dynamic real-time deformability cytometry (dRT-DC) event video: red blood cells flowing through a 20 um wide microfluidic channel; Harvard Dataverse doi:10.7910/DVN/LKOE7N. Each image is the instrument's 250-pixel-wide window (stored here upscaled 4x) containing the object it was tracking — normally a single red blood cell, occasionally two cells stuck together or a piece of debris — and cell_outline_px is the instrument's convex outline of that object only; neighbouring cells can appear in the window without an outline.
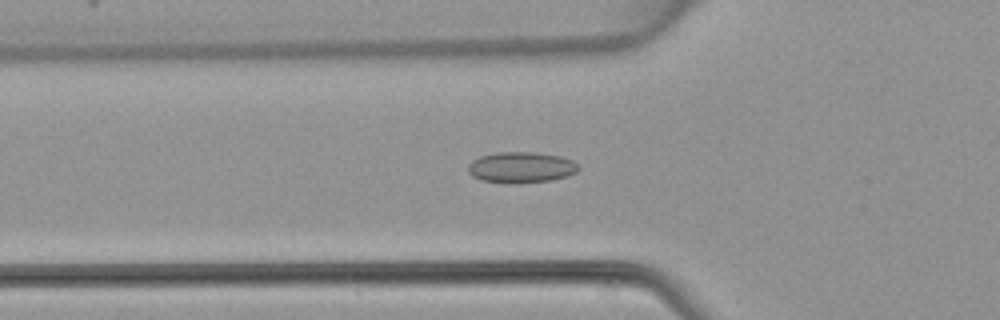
{"species": "common noctule bat (a hibernating species)", "species_latin": "Nyctalus noctula", "temperature_condition": "warm", "stored_images_in_passage": 47, "camera_frame_rate_fps": 3000, "um_per_image_px": 0.085, "animal": {"sex": "female", "body_mass_g": 22.7, "forearm_length_mm": 54.2}, "frame": {"image": 1, "passage_image": 16, "time_ms": 5.0, "image_size_px": [1000, 320], "cell_outline_px": [[580, 168], [576, 172], [568, 176], [552, 180], [508, 184], [480, 180], [472, 176], [468, 172], [468, 164], [472, 160], [480, 156], [496, 152], [532, 152], [560, 156], [572, 160], [580, 164]], "centroid_in_image_um": [44.29, 14.23], "position_along_channel_um": 81.5, "area_um2": 20.17}}
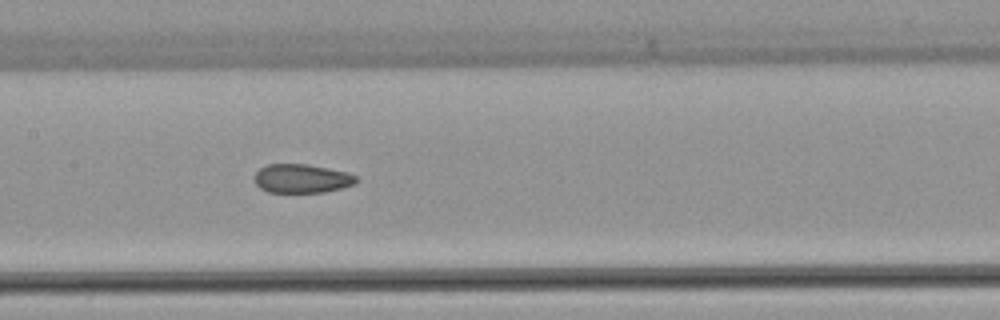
{"frame": {"image": 2, "passage_image": 23, "time_ms": 7.333, "image_size_px": [1000, 320], "cell_outline_px": [[360, 180], [356, 184], [324, 192], [268, 192], [260, 188], [256, 184], [256, 172], [260, 168], [268, 164], [308, 164], [348, 172], [356, 176]], "centroid_in_image_um": [25.69, 15.17], "position_along_channel_um": 181.7, "area_um2": 17.11}}
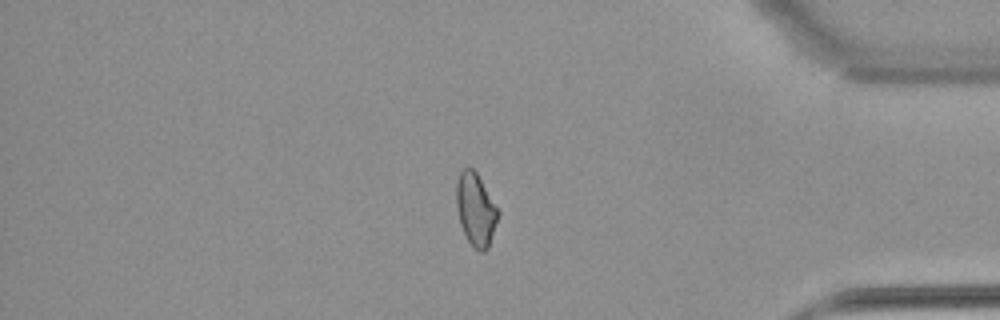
{"frame": {"image": 3, "passage_image": 40, "time_ms": 13.0, "image_size_px": [1000, 320], "cell_outline_px": [[500, 212], [488, 248], [484, 252], [480, 252], [468, 240], [460, 224], [456, 204], [456, 180], [460, 172], [464, 168], [472, 168], [476, 172]], "centroid_in_image_um": [40.43, 17.8], "position_along_channel_um": 394.8, "area_um2": 17.46}}